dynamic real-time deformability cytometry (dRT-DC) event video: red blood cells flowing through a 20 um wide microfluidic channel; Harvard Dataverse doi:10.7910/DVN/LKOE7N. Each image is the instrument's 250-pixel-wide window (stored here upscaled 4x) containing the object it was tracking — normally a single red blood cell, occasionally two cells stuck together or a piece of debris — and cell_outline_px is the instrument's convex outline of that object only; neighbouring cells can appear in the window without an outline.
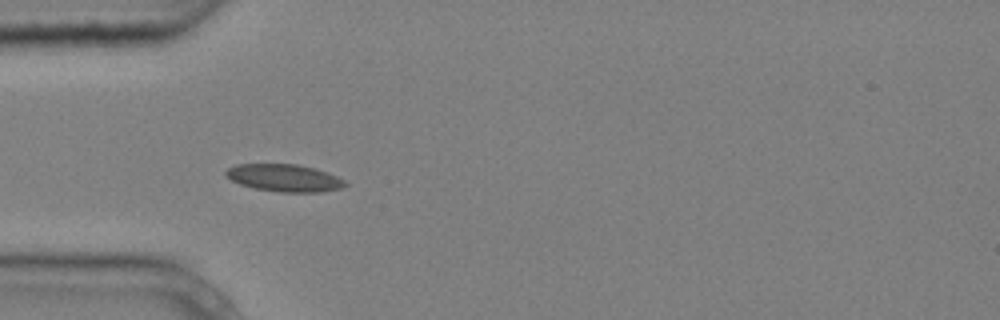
{"species": "common noctule bat (a hibernating species)", "species_latin": "Nyctalus noctula", "temperature_condition": "cold", "stored_images_in_passage": 6, "camera_frame_rate_fps": 3000, "um_per_image_px": 0.085, "animal": {"sex": "male", "body_mass_g": 20.4}, "frame": {"image": 1, "passage_image": 5, "time_ms": 1.333, "image_size_px": [1000, 320], "cell_outline_px": [[348, 184], [340, 188], [320, 192], [280, 192], [252, 188], [240, 184], [224, 176], [224, 172], [228, 168], [236, 164], [296, 164], [316, 168], [328, 172], [344, 180]], "centroid_in_image_um": [24.14, 15.12], "position_along_channel_um": 60.9, "area_um2": 19.13}}
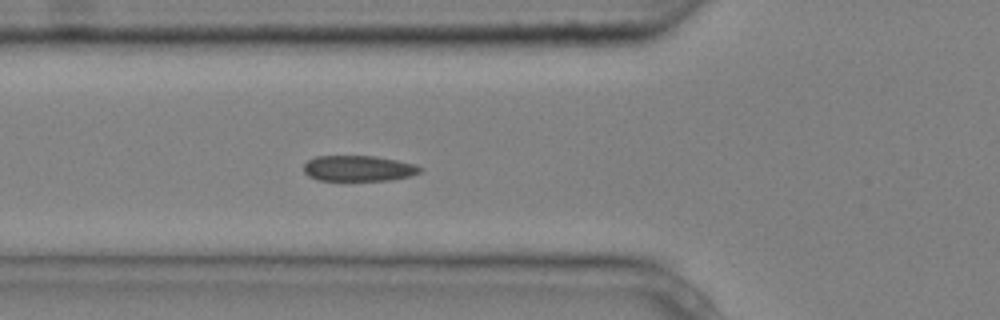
{"frame": {"image": 2, "passage_image": 6, "time_ms": 1.667, "image_size_px": [1000, 320], "cell_outline_px": [[424, 168], [420, 172], [412, 176], [388, 180], [316, 180], [308, 176], [304, 172], [304, 164], [308, 160], [316, 156], [376, 156], [416, 164]], "centroid_in_image_um": [30.49, 14.31], "position_along_channel_um": 95.3, "area_um2": 17.51}}